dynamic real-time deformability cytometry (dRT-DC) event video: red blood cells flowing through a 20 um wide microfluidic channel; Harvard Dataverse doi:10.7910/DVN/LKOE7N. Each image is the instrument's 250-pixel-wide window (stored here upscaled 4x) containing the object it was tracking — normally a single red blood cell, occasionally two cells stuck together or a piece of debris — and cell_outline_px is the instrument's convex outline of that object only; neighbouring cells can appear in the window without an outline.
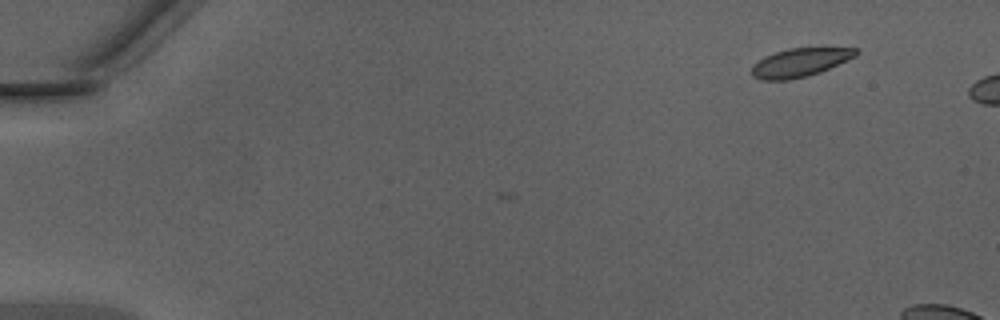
{"species": "Egyptian fruit bat (a non-hibernating species)", "species_latin": "Rousettus aegyptiacus", "temperature_condition": "warm", "stored_images_in_passage": 5, "camera_frame_rate_fps": 3000, "um_per_image_px": 0.085, "animal": {"sex": "male"}, "frame": {"image": 1, "passage_image": 1, "time_ms": 0.0, "image_size_px": [1000, 320], "cell_outline_px": [[860, 52], [856, 56], [820, 72], [808, 76], [788, 80], [760, 80], [752, 76], [752, 64], [764, 56], [788, 48], [856, 48]], "centroid_in_image_um": [67.97, 5.32], "position_along_channel_um": 17.0, "area_um2": 17.34}}